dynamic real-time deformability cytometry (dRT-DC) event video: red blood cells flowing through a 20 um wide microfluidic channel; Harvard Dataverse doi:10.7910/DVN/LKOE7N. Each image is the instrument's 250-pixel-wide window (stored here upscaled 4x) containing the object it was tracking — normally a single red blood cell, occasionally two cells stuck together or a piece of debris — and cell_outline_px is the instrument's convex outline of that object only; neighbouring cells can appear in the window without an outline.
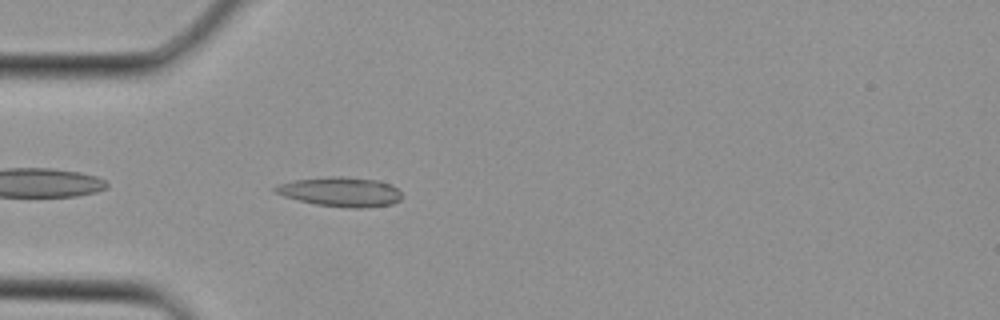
{"species": "Egyptian fruit bat (a non-hibernating species)", "species_latin": "Rousettus aegyptiacus", "temperature_condition": "cold", "stored_images_in_passage": 3, "camera_frame_rate_fps": 3000, "um_per_image_px": 0.085, "animal": {"sex": "female"}, "frame": {"image": 1, "passage_image": 3, "time_ms": 0.667, "image_size_px": [1000, 320], "cell_outline_px": [[404, 196], [400, 200], [392, 204], [364, 208], [352, 208], [316, 204], [284, 196], [276, 192], [272, 188], [280, 184], [292, 180], [328, 176], [348, 176], [380, 180], [392, 184]], "centroid_in_image_um": [29.01, 16.28], "position_along_channel_um": 56.0, "area_um2": 21.96}}